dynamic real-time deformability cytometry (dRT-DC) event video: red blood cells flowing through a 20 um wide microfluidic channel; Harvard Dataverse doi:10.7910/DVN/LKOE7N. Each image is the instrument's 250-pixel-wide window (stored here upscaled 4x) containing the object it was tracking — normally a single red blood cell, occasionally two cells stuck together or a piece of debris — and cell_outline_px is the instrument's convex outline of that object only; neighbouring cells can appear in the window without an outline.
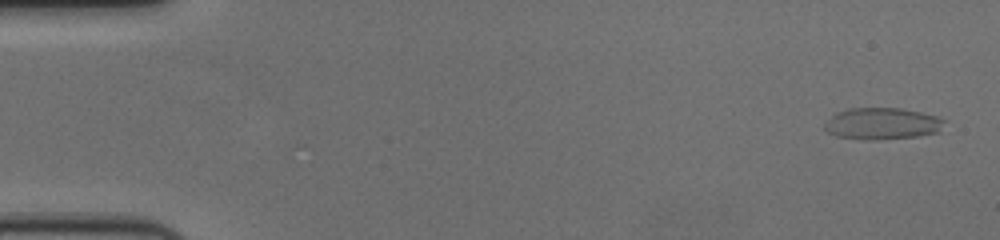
{"species": "human", "species_latin": "Homo sapiens", "temperature_condition": "cold", "stored_images_in_passage": 57, "camera_frame_rate_fps": 3000, "um_per_image_px": 0.085, "donor": {"sex": "female"}, "frame": {"image": 1, "passage_image": 2, "time_ms": 0.333, "image_size_px": [1000, 240], "cell_outline_px": [[944, 120], [940, 132], [916, 136], [872, 140], [868, 140], [836, 136], [828, 132], [824, 128], [824, 124], [836, 112], [848, 108], [900, 108], [920, 112], [936, 116]], "centroid_in_image_um": [74.96, 10.5], "position_along_channel_um": 10.0, "area_um2": 21.96}}
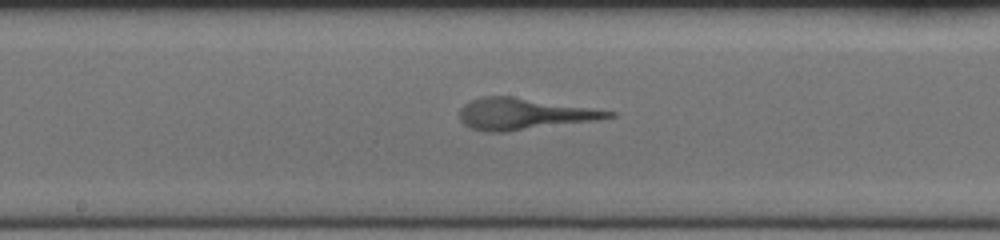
{"frame": {"image": 2, "passage_image": 30, "time_ms": 9.667, "image_size_px": [1000, 240], "cell_outline_px": [[616, 116], [596, 120], [508, 132], [488, 132], [472, 128], [464, 124], [460, 120], [460, 108], [464, 104], [480, 96], [512, 96], [616, 112]], "centroid_in_image_um": [44.49, 9.69], "position_along_channel_um": 203.7, "area_um2": 27.11}}
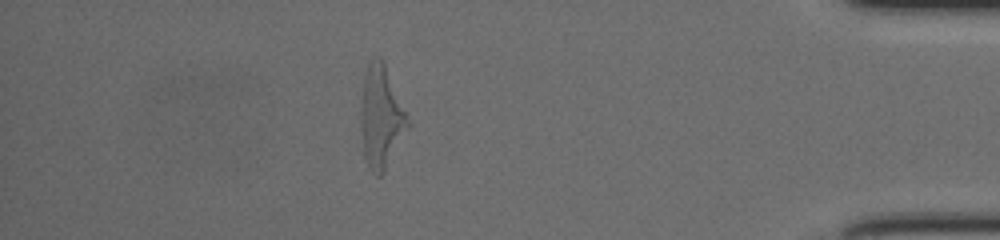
{"frame": {"image": 3, "passage_image": 50, "time_ms": 16.333, "image_size_px": [1000, 240], "cell_outline_px": [[412, 124], [384, 172], [380, 176], [376, 176], [368, 168], [364, 156], [360, 128], [360, 100], [364, 76], [368, 64], [372, 56], [380, 56], [384, 64]], "centroid_in_image_um": [32.39, 9.98], "position_along_channel_um": 402.8, "area_um2": 28.5}}